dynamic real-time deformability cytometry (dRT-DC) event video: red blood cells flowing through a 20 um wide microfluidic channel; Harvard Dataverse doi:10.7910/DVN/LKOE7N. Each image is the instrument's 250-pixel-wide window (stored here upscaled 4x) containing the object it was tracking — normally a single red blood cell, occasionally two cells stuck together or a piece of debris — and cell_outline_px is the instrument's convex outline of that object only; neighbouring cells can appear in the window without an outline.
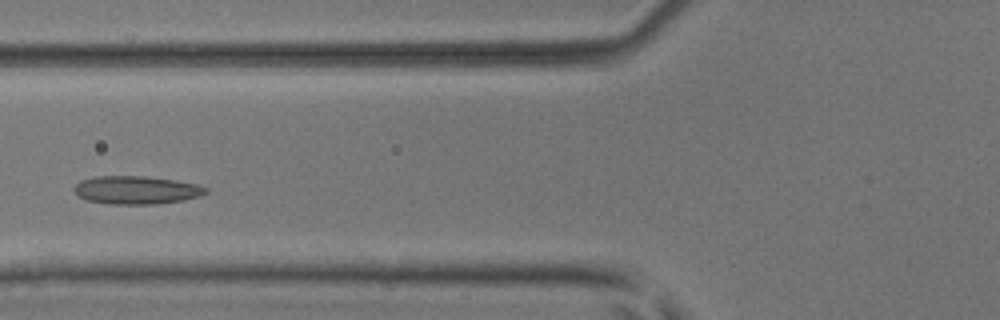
{"species": "common noctule bat (a hibernating species)", "species_latin": "Nyctalus noctula", "temperature_condition": "room temperature", "stored_images_in_passage": 6, "camera_frame_rate_fps": 3000, "um_per_image_px": 0.085, "animal": {"sex": "male", "body_mass_g": 17.9, "forearm_length_mm": 54.2}, "frame": {"image": 1, "passage_image": 4, "time_ms": 1.0, "image_size_px": [1000, 320], "cell_outline_px": [[208, 192], [200, 196], [184, 200], [152, 204], [112, 204], [88, 200], [80, 196], [72, 188], [80, 180], [96, 176], [144, 176], [176, 180], [196, 184], [208, 188]], "centroid_in_image_um": [11.61, 16.14], "position_along_channel_um": 114.2, "area_um2": 21.5}}
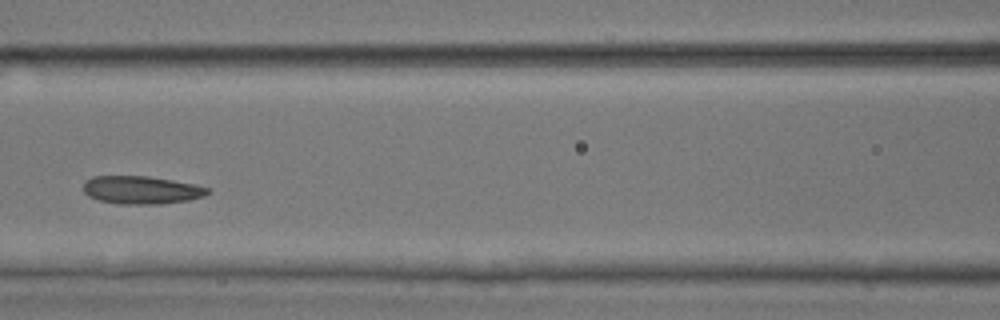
{"frame": {"image": 2, "passage_image": 5, "time_ms": 1.333, "image_size_px": [1000, 320], "cell_outline_px": [[212, 192], [204, 196], [188, 200], [160, 204], [120, 204], [96, 200], [88, 196], [84, 192], [84, 180], [92, 176], [148, 176], [196, 184], [212, 188]], "centroid_in_image_um": [12.04, 16.15], "position_along_channel_um": 154.6, "area_um2": 20.58}}
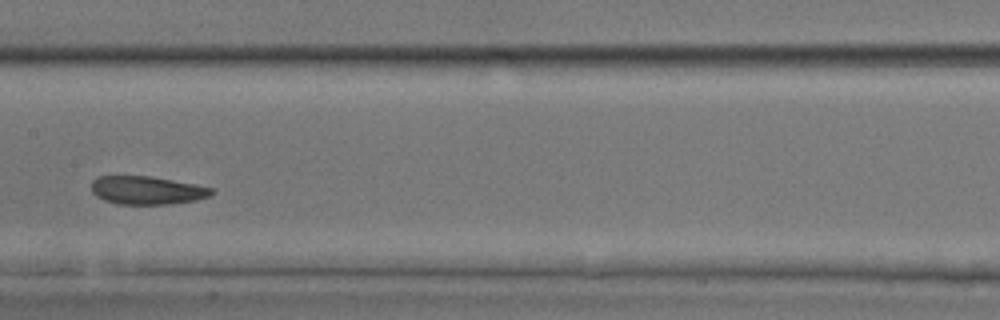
{"frame": {"image": 3, "passage_image": 6, "time_ms": 1.667, "image_size_px": [1000, 320], "cell_outline_px": [[216, 192], [208, 196], [196, 200], [168, 204], [116, 204], [104, 200], [96, 196], [92, 192], [92, 180], [100, 176], [152, 176], [212, 188]], "centroid_in_image_um": [12.47, 16.17], "position_along_channel_um": 194.9, "area_um2": 19.65}}